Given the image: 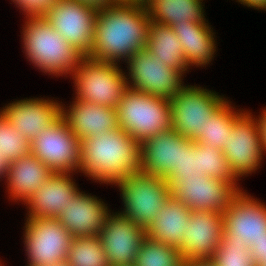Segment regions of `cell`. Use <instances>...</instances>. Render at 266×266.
Segmentation results:
<instances>
[{
    "label": "cell",
    "mask_w": 266,
    "mask_h": 266,
    "mask_svg": "<svg viewBox=\"0 0 266 266\" xmlns=\"http://www.w3.org/2000/svg\"><path fill=\"white\" fill-rule=\"evenodd\" d=\"M150 16L147 7L113 4L98 8L89 57L109 63L129 60L145 49Z\"/></svg>",
    "instance_id": "obj_1"
},
{
    "label": "cell",
    "mask_w": 266,
    "mask_h": 266,
    "mask_svg": "<svg viewBox=\"0 0 266 266\" xmlns=\"http://www.w3.org/2000/svg\"><path fill=\"white\" fill-rule=\"evenodd\" d=\"M141 143L120 127L81 141V170L101 183H117L141 171Z\"/></svg>",
    "instance_id": "obj_2"
},
{
    "label": "cell",
    "mask_w": 266,
    "mask_h": 266,
    "mask_svg": "<svg viewBox=\"0 0 266 266\" xmlns=\"http://www.w3.org/2000/svg\"><path fill=\"white\" fill-rule=\"evenodd\" d=\"M23 30L24 51L27 58L50 75H71L83 55L71 46L43 16H26Z\"/></svg>",
    "instance_id": "obj_3"
},
{
    "label": "cell",
    "mask_w": 266,
    "mask_h": 266,
    "mask_svg": "<svg viewBox=\"0 0 266 266\" xmlns=\"http://www.w3.org/2000/svg\"><path fill=\"white\" fill-rule=\"evenodd\" d=\"M116 110L119 127L139 143L173 129L172 108L166 98L128 87Z\"/></svg>",
    "instance_id": "obj_4"
},
{
    "label": "cell",
    "mask_w": 266,
    "mask_h": 266,
    "mask_svg": "<svg viewBox=\"0 0 266 266\" xmlns=\"http://www.w3.org/2000/svg\"><path fill=\"white\" fill-rule=\"evenodd\" d=\"M72 74L77 100L116 108L130 81L117 63L94 60L83 56Z\"/></svg>",
    "instance_id": "obj_5"
},
{
    "label": "cell",
    "mask_w": 266,
    "mask_h": 266,
    "mask_svg": "<svg viewBox=\"0 0 266 266\" xmlns=\"http://www.w3.org/2000/svg\"><path fill=\"white\" fill-rule=\"evenodd\" d=\"M121 191L124 211L120 214L147 229L171 196L168 181L161 176L133 173L115 183Z\"/></svg>",
    "instance_id": "obj_6"
},
{
    "label": "cell",
    "mask_w": 266,
    "mask_h": 266,
    "mask_svg": "<svg viewBox=\"0 0 266 266\" xmlns=\"http://www.w3.org/2000/svg\"><path fill=\"white\" fill-rule=\"evenodd\" d=\"M169 101L172 128L195 142L204 135L209 118L226 102L217 93L195 86H183Z\"/></svg>",
    "instance_id": "obj_7"
},
{
    "label": "cell",
    "mask_w": 266,
    "mask_h": 266,
    "mask_svg": "<svg viewBox=\"0 0 266 266\" xmlns=\"http://www.w3.org/2000/svg\"><path fill=\"white\" fill-rule=\"evenodd\" d=\"M30 153L56 173L81 170V140L61 116L30 141Z\"/></svg>",
    "instance_id": "obj_8"
},
{
    "label": "cell",
    "mask_w": 266,
    "mask_h": 266,
    "mask_svg": "<svg viewBox=\"0 0 266 266\" xmlns=\"http://www.w3.org/2000/svg\"><path fill=\"white\" fill-rule=\"evenodd\" d=\"M25 246L28 266H47L67 261L74 237L57 218H27Z\"/></svg>",
    "instance_id": "obj_9"
},
{
    "label": "cell",
    "mask_w": 266,
    "mask_h": 266,
    "mask_svg": "<svg viewBox=\"0 0 266 266\" xmlns=\"http://www.w3.org/2000/svg\"><path fill=\"white\" fill-rule=\"evenodd\" d=\"M98 8L77 0H59L43 17L71 46L89 56Z\"/></svg>",
    "instance_id": "obj_10"
},
{
    "label": "cell",
    "mask_w": 266,
    "mask_h": 266,
    "mask_svg": "<svg viewBox=\"0 0 266 266\" xmlns=\"http://www.w3.org/2000/svg\"><path fill=\"white\" fill-rule=\"evenodd\" d=\"M237 182H227L209 176L179 178L171 186V196L188 206L191 211L226 212L241 191Z\"/></svg>",
    "instance_id": "obj_11"
},
{
    "label": "cell",
    "mask_w": 266,
    "mask_h": 266,
    "mask_svg": "<svg viewBox=\"0 0 266 266\" xmlns=\"http://www.w3.org/2000/svg\"><path fill=\"white\" fill-rule=\"evenodd\" d=\"M127 63L133 85L128 87L134 90L170 100L184 86L183 75L162 61L156 62L146 48L136 52Z\"/></svg>",
    "instance_id": "obj_12"
},
{
    "label": "cell",
    "mask_w": 266,
    "mask_h": 266,
    "mask_svg": "<svg viewBox=\"0 0 266 266\" xmlns=\"http://www.w3.org/2000/svg\"><path fill=\"white\" fill-rule=\"evenodd\" d=\"M222 151L237 180L257 170L263 152L257 123L251 113L244 112L234 122L231 135L227 138Z\"/></svg>",
    "instance_id": "obj_13"
},
{
    "label": "cell",
    "mask_w": 266,
    "mask_h": 266,
    "mask_svg": "<svg viewBox=\"0 0 266 266\" xmlns=\"http://www.w3.org/2000/svg\"><path fill=\"white\" fill-rule=\"evenodd\" d=\"M179 249L185 264L211 260L224 235L223 214L217 211H192Z\"/></svg>",
    "instance_id": "obj_14"
},
{
    "label": "cell",
    "mask_w": 266,
    "mask_h": 266,
    "mask_svg": "<svg viewBox=\"0 0 266 266\" xmlns=\"http://www.w3.org/2000/svg\"><path fill=\"white\" fill-rule=\"evenodd\" d=\"M98 237L110 266L134 265L146 229L120 213H110Z\"/></svg>",
    "instance_id": "obj_15"
},
{
    "label": "cell",
    "mask_w": 266,
    "mask_h": 266,
    "mask_svg": "<svg viewBox=\"0 0 266 266\" xmlns=\"http://www.w3.org/2000/svg\"><path fill=\"white\" fill-rule=\"evenodd\" d=\"M224 235L244 241L266 238V206L251 198L242 190L235 196L226 212H223Z\"/></svg>",
    "instance_id": "obj_16"
},
{
    "label": "cell",
    "mask_w": 266,
    "mask_h": 266,
    "mask_svg": "<svg viewBox=\"0 0 266 266\" xmlns=\"http://www.w3.org/2000/svg\"><path fill=\"white\" fill-rule=\"evenodd\" d=\"M62 106L46 99L18 100L0 112L29 141L35 139L61 117Z\"/></svg>",
    "instance_id": "obj_17"
},
{
    "label": "cell",
    "mask_w": 266,
    "mask_h": 266,
    "mask_svg": "<svg viewBox=\"0 0 266 266\" xmlns=\"http://www.w3.org/2000/svg\"><path fill=\"white\" fill-rule=\"evenodd\" d=\"M187 140L174 129L153 135L141 143V172L167 179L181 158V146Z\"/></svg>",
    "instance_id": "obj_18"
},
{
    "label": "cell",
    "mask_w": 266,
    "mask_h": 266,
    "mask_svg": "<svg viewBox=\"0 0 266 266\" xmlns=\"http://www.w3.org/2000/svg\"><path fill=\"white\" fill-rule=\"evenodd\" d=\"M77 188L70 173L54 172L25 202L30 209L28 218H58L80 193Z\"/></svg>",
    "instance_id": "obj_19"
},
{
    "label": "cell",
    "mask_w": 266,
    "mask_h": 266,
    "mask_svg": "<svg viewBox=\"0 0 266 266\" xmlns=\"http://www.w3.org/2000/svg\"><path fill=\"white\" fill-rule=\"evenodd\" d=\"M69 110L62 105L61 116L81 141L119 128L116 108L75 99Z\"/></svg>",
    "instance_id": "obj_20"
},
{
    "label": "cell",
    "mask_w": 266,
    "mask_h": 266,
    "mask_svg": "<svg viewBox=\"0 0 266 266\" xmlns=\"http://www.w3.org/2000/svg\"><path fill=\"white\" fill-rule=\"evenodd\" d=\"M100 200L80 192L57 219L73 237L98 236L109 215L107 206Z\"/></svg>",
    "instance_id": "obj_21"
},
{
    "label": "cell",
    "mask_w": 266,
    "mask_h": 266,
    "mask_svg": "<svg viewBox=\"0 0 266 266\" xmlns=\"http://www.w3.org/2000/svg\"><path fill=\"white\" fill-rule=\"evenodd\" d=\"M191 209L170 196L156 218L146 229V236L171 247L180 249L184 240V231L191 217Z\"/></svg>",
    "instance_id": "obj_22"
},
{
    "label": "cell",
    "mask_w": 266,
    "mask_h": 266,
    "mask_svg": "<svg viewBox=\"0 0 266 266\" xmlns=\"http://www.w3.org/2000/svg\"><path fill=\"white\" fill-rule=\"evenodd\" d=\"M53 173L31 153L13 161L6 173L10 198L26 202Z\"/></svg>",
    "instance_id": "obj_23"
},
{
    "label": "cell",
    "mask_w": 266,
    "mask_h": 266,
    "mask_svg": "<svg viewBox=\"0 0 266 266\" xmlns=\"http://www.w3.org/2000/svg\"><path fill=\"white\" fill-rule=\"evenodd\" d=\"M173 29L183 47L185 61L188 66L199 65L204 67L211 61L216 46L214 33L208 24L188 21L176 24Z\"/></svg>",
    "instance_id": "obj_24"
},
{
    "label": "cell",
    "mask_w": 266,
    "mask_h": 266,
    "mask_svg": "<svg viewBox=\"0 0 266 266\" xmlns=\"http://www.w3.org/2000/svg\"><path fill=\"white\" fill-rule=\"evenodd\" d=\"M146 50L155 56L156 62L162 61L181 74L188 71L183 47L172 27L150 21Z\"/></svg>",
    "instance_id": "obj_25"
},
{
    "label": "cell",
    "mask_w": 266,
    "mask_h": 266,
    "mask_svg": "<svg viewBox=\"0 0 266 266\" xmlns=\"http://www.w3.org/2000/svg\"><path fill=\"white\" fill-rule=\"evenodd\" d=\"M202 0H151L147 6L150 20L174 27L178 23L207 24L204 19Z\"/></svg>",
    "instance_id": "obj_26"
},
{
    "label": "cell",
    "mask_w": 266,
    "mask_h": 266,
    "mask_svg": "<svg viewBox=\"0 0 266 266\" xmlns=\"http://www.w3.org/2000/svg\"><path fill=\"white\" fill-rule=\"evenodd\" d=\"M228 102L226 101L209 118L204 135L196 141L197 143L206 144L220 150L224 148L227 138L231 135V128L234 122L243 114L242 111H233L234 107L230 106Z\"/></svg>",
    "instance_id": "obj_27"
},
{
    "label": "cell",
    "mask_w": 266,
    "mask_h": 266,
    "mask_svg": "<svg viewBox=\"0 0 266 266\" xmlns=\"http://www.w3.org/2000/svg\"><path fill=\"white\" fill-rule=\"evenodd\" d=\"M67 263L70 266H110L98 236L74 237Z\"/></svg>",
    "instance_id": "obj_28"
},
{
    "label": "cell",
    "mask_w": 266,
    "mask_h": 266,
    "mask_svg": "<svg viewBox=\"0 0 266 266\" xmlns=\"http://www.w3.org/2000/svg\"><path fill=\"white\" fill-rule=\"evenodd\" d=\"M180 250L146 236L142 240L134 266H185Z\"/></svg>",
    "instance_id": "obj_29"
},
{
    "label": "cell",
    "mask_w": 266,
    "mask_h": 266,
    "mask_svg": "<svg viewBox=\"0 0 266 266\" xmlns=\"http://www.w3.org/2000/svg\"><path fill=\"white\" fill-rule=\"evenodd\" d=\"M211 261L216 266H258L249 246L239 239L223 237Z\"/></svg>",
    "instance_id": "obj_30"
},
{
    "label": "cell",
    "mask_w": 266,
    "mask_h": 266,
    "mask_svg": "<svg viewBox=\"0 0 266 266\" xmlns=\"http://www.w3.org/2000/svg\"><path fill=\"white\" fill-rule=\"evenodd\" d=\"M0 154L9 164L30 154V141L0 112Z\"/></svg>",
    "instance_id": "obj_31"
},
{
    "label": "cell",
    "mask_w": 266,
    "mask_h": 266,
    "mask_svg": "<svg viewBox=\"0 0 266 266\" xmlns=\"http://www.w3.org/2000/svg\"><path fill=\"white\" fill-rule=\"evenodd\" d=\"M198 154L201 155L202 173L205 176L223 179L227 182L237 181L222 150L198 143Z\"/></svg>",
    "instance_id": "obj_32"
},
{
    "label": "cell",
    "mask_w": 266,
    "mask_h": 266,
    "mask_svg": "<svg viewBox=\"0 0 266 266\" xmlns=\"http://www.w3.org/2000/svg\"><path fill=\"white\" fill-rule=\"evenodd\" d=\"M203 175L201 155L198 154V143L187 139L181 146L179 165L175 167V172L166 180L171 186L179 178H197V176Z\"/></svg>",
    "instance_id": "obj_33"
},
{
    "label": "cell",
    "mask_w": 266,
    "mask_h": 266,
    "mask_svg": "<svg viewBox=\"0 0 266 266\" xmlns=\"http://www.w3.org/2000/svg\"><path fill=\"white\" fill-rule=\"evenodd\" d=\"M59 0H13L27 16H43Z\"/></svg>",
    "instance_id": "obj_34"
},
{
    "label": "cell",
    "mask_w": 266,
    "mask_h": 266,
    "mask_svg": "<svg viewBox=\"0 0 266 266\" xmlns=\"http://www.w3.org/2000/svg\"><path fill=\"white\" fill-rule=\"evenodd\" d=\"M251 255L257 264L265 258L266 254V238H261L252 242L249 246Z\"/></svg>",
    "instance_id": "obj_35"
},
{
    "label": "cell",
    "mask_w": 266,
    "mask_h": 266,
    "mask_svg": "<svg viewBox=\"0 0 266 266\" xmlns=\"http://www.w3.org/2000/svg\"><path fill=\"white\" fill-rule=\"evenodd\" d=\"M259 131L262 152L266 151V109L263 110L259 120L255 119Z\"/></svg>",
    "instance_id": "obj_36"
},
{
    "label": "cell",
    "mask_w": 266,
    "mask_h": 266,
    "mask_svg": "<svg viewBox=\"0 0 266 266\" xmlns=\"http://www.w3.org/2000/svg\"><path fill=\"white\" fill-rule=\"evenodd\" d=\"M82 3H86L93 7L104 8L116 4V0H77Z\"/></svg>",
    "instance_id": "obj_37"
},
{
    "label": "cell",
    "mask_w": 266,
    "mask_h": 266,
    "mask_svg": "<svg viewBox=\"0 0 266 266\" xmlns=\"http://www.w3.org/2000/svg\"><path fill=\"white\" fill-rule=\"evenodd\" d=\"M243 5L256 9L266 10V0H237Z\"/></svg>",
    "instance_id": "obj_38"
},
{
    "label": "cell",
    "mask_w": 266,
    "mask_h": 266,
    "mask_svg": "<svg viewBox=\"0 0 266 266\" xmlns=\"http://www.w3.org/2000/svg\"><path fill=\"white\" fill-rule=\"evenodd\" d=\"M151 0H116V4L120 5H138L147 7Z\"/></svg>",
    "instance_id": "obj_39"
},
{
    "label": "cell",
    "mask_w": 266,
    "mask_h": 266,
    "mask_svg": "<svg viewBox=\"0 0 266 266\" xmlns=\"http://www.w3.org/2000/svg\"><path fill=\"white\" fill-rule=\"evenodd\" d=\"M9 163L6 162L3 158V155L0 154V178L6 177V173L8 172Z\"/></svg>",
    "instance_id": "obj_40"
},
{
    "label": "cell",
    "mask_w": 266,
    "mask_h": 266,
    "mask_svg": "<svg viewBox=\"0 0 266 266\" xmlns=\"http://www.w3.org/2000/svg\"><path fill=\"white\" fill-rule=\"evenodd\" d=\"M185 266H216L211 260L192 261Z\"/></svg>",
    "instance_id": "obj_41"
},
{
    "label": "cell",
    "mask_w": 266,
    "mask_h": 266,
    "mask_svg": "<svg viewBox=\"0 0 266 266\" xmlns=\"http://www.w3.org/2000/svg\"><path fill=\"white\" fill-rule=\"evenodd\" d=\"M47 266H70L67 261L57 262L55 264L47 265Z\"/></svg>",
    "instance_id": "obj_42"
},
{
    "label": "cell",
    "mask_w": 266,
    "mask_h": 266,
    "mask_svg": "<svg viewBox=\"0 0 266 266\" xmlns=\"http://www.w3.org/2000/svg\"><path fill=\"white\" fill-rule=\"evenodd\" d=\"M257 265L258 266H266V254H265V258H263Z\"/></svg>",
    "instance_id": "obj_43"
}]
</instances>
